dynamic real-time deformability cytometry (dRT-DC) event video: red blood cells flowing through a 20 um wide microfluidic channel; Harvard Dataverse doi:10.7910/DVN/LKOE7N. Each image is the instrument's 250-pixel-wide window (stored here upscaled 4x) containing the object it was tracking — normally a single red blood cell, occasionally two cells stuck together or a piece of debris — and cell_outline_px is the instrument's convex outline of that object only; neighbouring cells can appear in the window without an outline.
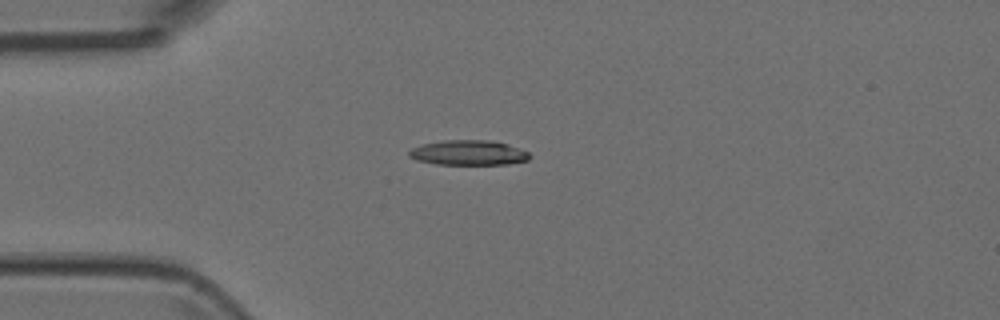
{"species": "Egyptian fruit bat (a non-hibernating species)", "species_latin": "Rousettus aegyptiacus", "temperature_condition": "room temperature", "stored_images_in_passage": 4, "camera_frame_rate_fps": 3000, "um_per_image_px": 0.085, "animal": {"sex": "female"}, "frame": {"image": 1, "passage_image": 4, "time_ms": 1.0, "image_size_px": [1000, 320], "cell_outline_px": [[532, 156], [528, 160], [508, 164], [436, 164], [416, 160], [408, 156], [408, 152], [412, 148], [424, 144], [444, 140], [488, 140], [520, 148], [528, 152]], "centroid_in_image_um": [39.82, 12.99], "position_along_channel_um": 45.2, "area_um2": 17.4}}